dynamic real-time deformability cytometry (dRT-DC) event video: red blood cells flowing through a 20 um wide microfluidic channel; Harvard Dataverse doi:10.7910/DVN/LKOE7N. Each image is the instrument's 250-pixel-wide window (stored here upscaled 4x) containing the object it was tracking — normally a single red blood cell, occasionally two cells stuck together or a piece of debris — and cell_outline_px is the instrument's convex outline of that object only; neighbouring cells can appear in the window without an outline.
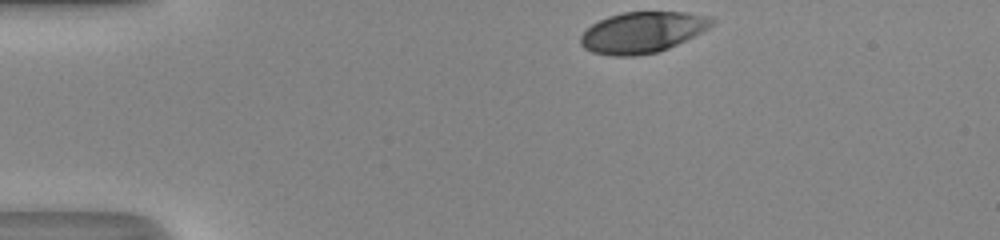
{"species": "human", "species_latin": "Homo sapiens", "temperature_condition": "room temperature", "stored_images_in_passage": 32, "camera_frame_rate_fps": 3000, "um_per_image_px": 0.085, "donor": {"sex": "male"}, "frame": {"image": 1, "passage_image": 1, "time_ms": 0.0, "image_size_px": [1000, 240], "cell_outline_px": [[716, 20], [708, 28], [668, 48], [656, 52], [632, 56], [612, 56], [592, 52], [584, 48], [580, 44], [580, 36], [592, 24], [608, 16], [624, 12], [688, 12], [712, 16]], "centroid_in_image_um": [54.59, 2.73], "position_along_channel_um": 30.4, "area_um2": 31.15}}
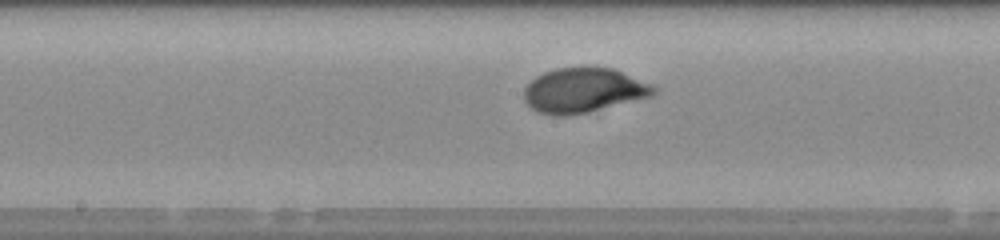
{"frame": {"image": 2, "passage_image": 18, "time_ms": 5.667, "image_size_px": [1000, 240], "cell_outline_px": [[656, 92], [652, 96], [584, 112], [564, 116], [556, 116], [536, 112], [524, 100], [524, 88], [536, 76], [544, 72], [556, 68], [612, 68], [652, 84], [656, 88]], "centroid_in_image_um": [49.57, 7.68], "position_along_channel_um": 198.6, "area_um2": 33.23}}
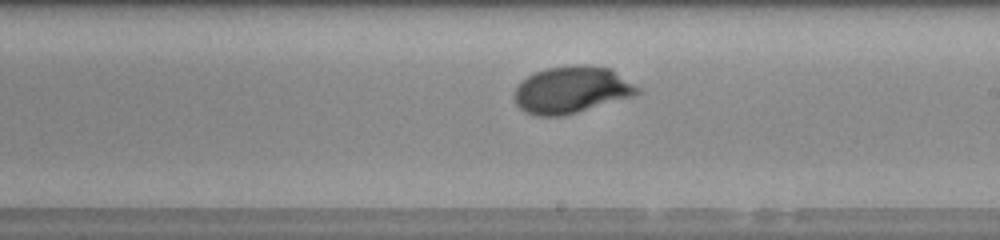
{"frame": {"image": 3, "passage_image": 21, "time_ms": 6.667, "image_size_px": [1000, 240], "cell_outline_px": [[640, 92], [636, 96], [564, 116], [536, 116], [524, 112], [516, 104], [512, 96], [512, 92], [520, 80], [544, 68], [572, 64], [584, 64], [612, 68], [640, 88]], "centroid_in_image_um": [48.57, 7.63], "position_along_channel_um": 240.4, "area_um2": 34.51}, "authors_computed_cell_mechanics": {"area_um2": 33.1194, "velocity_mm_per_s": 4.1938, "shape_relaxation_time_tau1_ms": 3.0618, "shape_relaxation_time_tau2_ms": null, "deformation_change_tau1": 0.178, "deformation_change_tau2": null}}